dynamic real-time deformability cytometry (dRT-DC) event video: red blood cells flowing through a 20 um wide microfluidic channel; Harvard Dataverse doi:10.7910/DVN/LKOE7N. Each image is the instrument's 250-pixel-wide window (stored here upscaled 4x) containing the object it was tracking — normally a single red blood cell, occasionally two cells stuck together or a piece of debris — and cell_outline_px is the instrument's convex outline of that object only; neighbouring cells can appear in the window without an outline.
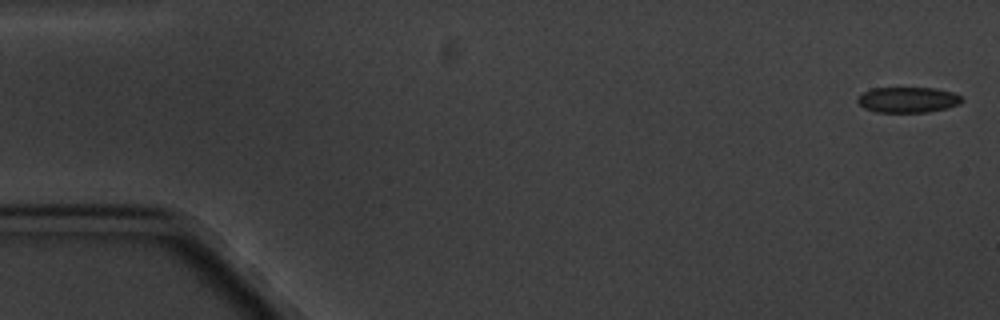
{"species": "common noctule bat (a hibernating species)", "species_latin": "Nyctalus noctula", "temperature_condition": "cold", "stored_images_in_passage": 4, "camera_frame_rate_fps": 3000, "um_per_image_px": 0.085, "animal": {"sex": "male", "body_mass_g": 20.1, "forearm_length_mm": 53.5}, "frame": {"image": 1, "passage_image": 1, "time_ms": 0.0, "image_size_px": [1000, 320], "cell_outline_px": [[964, 100], [960, 104], [928, 112], [876, 112], [864, 108], [856, 100], [856, 96], [872, 88], [936, 88], [952, 92], [960, 96]], "centroid_in_image_um": [77.14, 8.48], "position_along_channel_um": 7.9, "area_um2": 15.55}}